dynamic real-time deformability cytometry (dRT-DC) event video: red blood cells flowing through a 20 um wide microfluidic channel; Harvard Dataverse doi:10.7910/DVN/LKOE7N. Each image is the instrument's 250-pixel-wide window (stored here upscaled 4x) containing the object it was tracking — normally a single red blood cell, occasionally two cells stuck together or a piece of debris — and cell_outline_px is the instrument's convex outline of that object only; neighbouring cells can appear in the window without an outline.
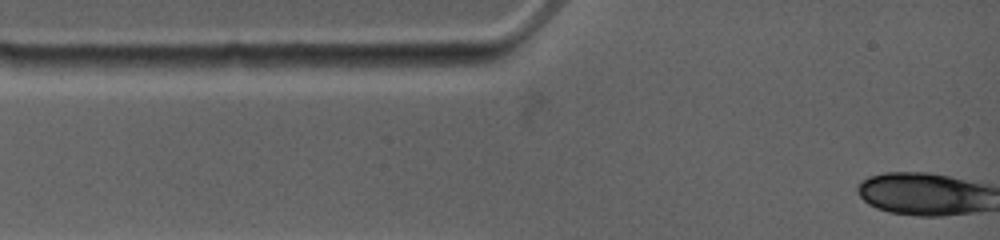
{"species": "common noctule bat (a hibernating species)", "species_latin": "Nyctalus noctula", "temperature_condition": "warm", "stored_images_in_passage": 3, "camera_frame_rate_fps": 4500, "um_per_image_px": 0.085, "animal": {"sex": "female", "body_mass_g": 19.0, "forearm_length_mm": 53.3}, "frame": {"image": 1, "passage_image": 3, "time_ms": 1.333, "image_size_px": [1000, 240], "cell_outline_px": [[424, 64], [412, 72], [364, 72], [304, 64], [324, 56], [412, 56]], "centroid_in_image_um": [31.42, 5.39], "position_along_channel_um": 53.6, "area_um2": 10.87}}